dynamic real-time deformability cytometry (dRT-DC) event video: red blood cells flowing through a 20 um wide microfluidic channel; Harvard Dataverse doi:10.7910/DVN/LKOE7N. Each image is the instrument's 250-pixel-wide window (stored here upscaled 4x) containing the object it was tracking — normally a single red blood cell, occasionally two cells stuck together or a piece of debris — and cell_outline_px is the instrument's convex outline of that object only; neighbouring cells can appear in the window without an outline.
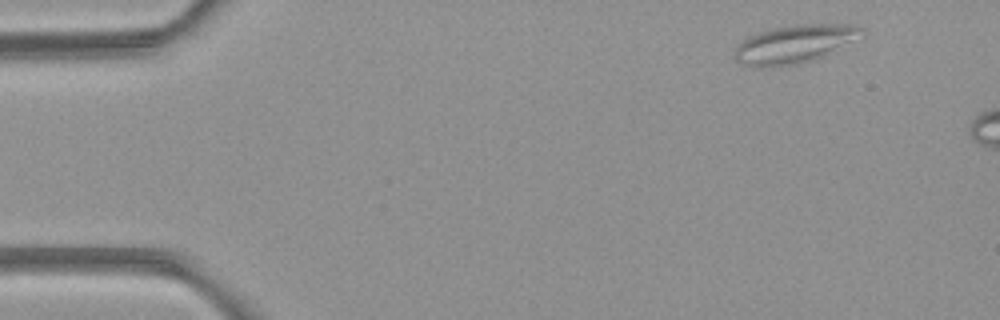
{"species": "common noctule bat (a hibernating species)", "species_latin": "Nyctalus noctula", "temperature_condition": "room temperature", "stored_images_in_passage": 2, "camera_frame_rate_fps": 3000, "um_per_image_px": 0.085, "animal": {"sex": "female", "body_mass_g": 21.9}, "frame": {"image": 1, "passage_image": 1, "time_ms": 0.0, "image_size_px": [1000, 320], "cell_outline_px": [[864, 36], [824, 56], [812, 60], [796, 64], [768, 68], [752, 68], [740, 64], [732, 56], [732, 52], [748, 36], [760, 32], [776, 28], [800, 24], [856, 24], [864, 32]], "centroid_in_image_um": [67.52, 3.77], "position_along_channel_um": 17.5, "area_um2": 28.55}}